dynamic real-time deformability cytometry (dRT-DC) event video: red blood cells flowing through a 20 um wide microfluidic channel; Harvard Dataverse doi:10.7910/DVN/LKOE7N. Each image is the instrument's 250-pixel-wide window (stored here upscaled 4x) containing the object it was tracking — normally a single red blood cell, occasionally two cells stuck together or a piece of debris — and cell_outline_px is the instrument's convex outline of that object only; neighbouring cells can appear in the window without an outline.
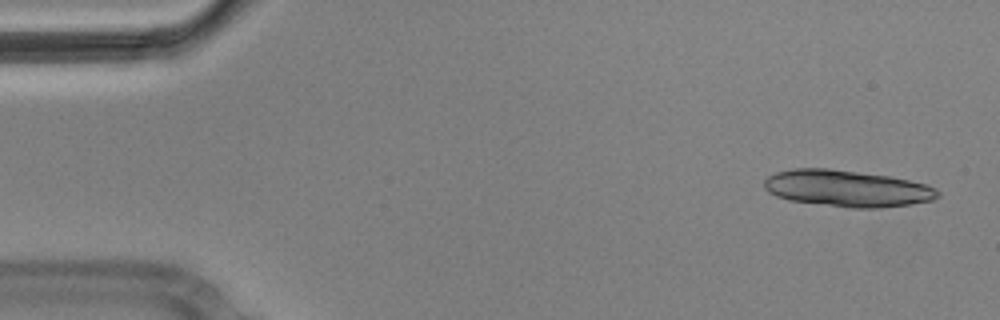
{"species": "Egyptian fruit bat (a non-hibernating species)", "species_latin": "Rousettus aegyptiacus", "temperature_condition": "cold", "stored_images_in_passage": 4, "camera_frame_rate_fps": 3000, "um_per_image_px": 0.085, "animal": {"sex": "male"}, "frame": {"image": 1, "passage_image": 1, "time_ms": 0.0, "image_size_px": [1000, 320], "cell_outline_px": [[940, 196], [932, 200], [912, 204], [880, 208], [852, 208], [788, 200], [776, 196], [768, 192], [764, 188], [764, 180], [768, 176], [776, 172], [792, 168], [828, 168], [888, 176], [908, 180], [924, 184], [936, 188], [940, 192]], "centroid_in_image_um": [71.98, 16.02], "position_along_channel_um": 13.0, "area_um2": 37.05}}